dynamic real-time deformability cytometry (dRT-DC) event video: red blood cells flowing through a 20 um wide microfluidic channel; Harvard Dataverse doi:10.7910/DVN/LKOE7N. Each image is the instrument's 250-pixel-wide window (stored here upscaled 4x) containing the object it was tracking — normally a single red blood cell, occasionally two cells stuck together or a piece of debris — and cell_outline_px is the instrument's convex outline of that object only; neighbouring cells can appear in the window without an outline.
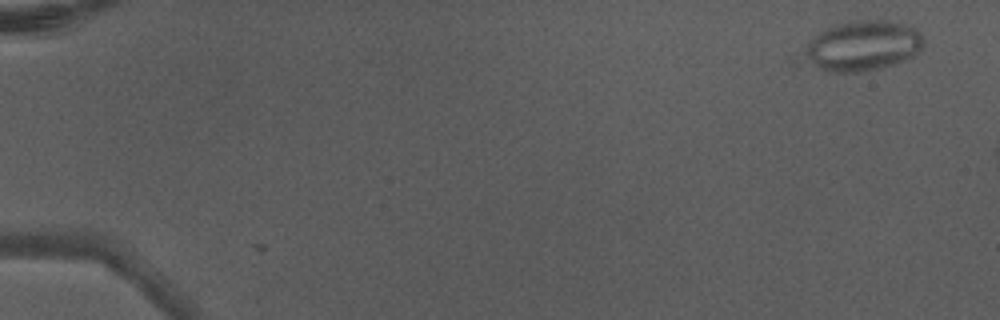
{"species": "Egyptian fruit bat (a non-hibernating species)", "species_latin": "Rousettus aegyptiacus", "temperature_condition": "warm", "stored_images_in_passage": 4, "camera_frame_rate_fps": 3000, "um_per_image_px": 0.085, "animal": {"sex": "male"}, "frame": {"image": 1, "passage_image": 1, "time_ms": 0.0, "image_size_px": [1000, 320], "cell_outline_px": [[924, 44], [912, 56], [904, 60], [868, 72], [828, 72], [816, 68], [808, 56], [808, 44], [820, 32], [836, 24], [848, 20], [888, 20], [904, 24], [916, 28], [924, 40]], "centroid_in_image_um": [73.39, 3.88], "position_along_channel_um": 11.6, "area_um2": 34.33}}